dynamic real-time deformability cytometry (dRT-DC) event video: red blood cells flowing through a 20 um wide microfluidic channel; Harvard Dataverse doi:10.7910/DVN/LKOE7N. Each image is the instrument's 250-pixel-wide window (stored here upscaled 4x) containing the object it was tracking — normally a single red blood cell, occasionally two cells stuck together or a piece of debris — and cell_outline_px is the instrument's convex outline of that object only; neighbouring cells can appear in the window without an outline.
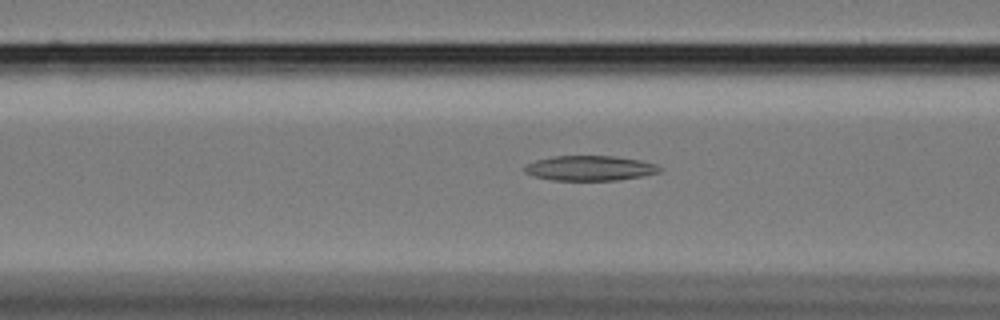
{"species": "Egyptian fruit bat (a non-hibernating species)", "species_latin": "Rousettus aegyptiacus", "temperature_condition": "cold", "stored_images_in_passage": 59, "camera_frame_rate_fps": 3000, "um_per_image_px": 0.085, "animal": {"sex": "female"}, "frame": {"image": 1, "passage_image": 23, "time_ms": 7.333, "image_size_px": [1000, 320], "cell_outline_px": [[664, 168], [660, 172], [644, 176], [616, 180], [552, 180], [532, 176], [524, 172], [524, 168], [528, 164], [536, 160], [552, 156], [612, 156], [640, 160], [656, 164]], "centroid_in_image_um": [50.16, 14.29], "position_along_channel_um": 116.4, "area_um2": 19.71}}
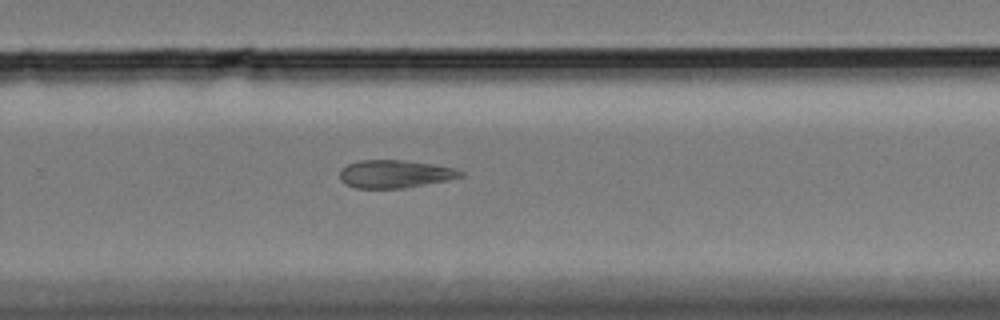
{"frame": {"image": 2, "passage_image": 39, "time_ms": 12.667, "image_size_px": [1000, 320], "cell_outline_px": [[464, 176], [448, 180], [404, 188], [356, 188], [344, 184], [340, 180], [340, 172], [348, 164], [360, 160], [404, 160], [432, 164], [456, 168], [464, 172]], "centroid_in_image_um": [33.59, 14.79], "position_along_channel_um": 296.2, "area_um2": 19.65}}
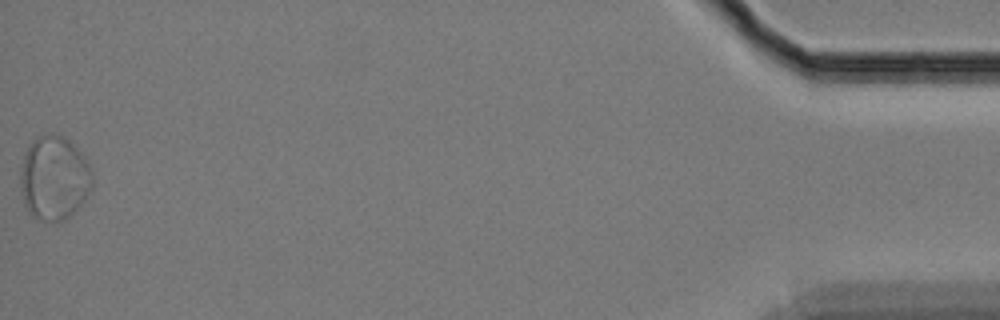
{"frame": {"image": 3, "passage_image": 59, "time_ms": 19.333, "image_size_px": [1000, 320], "cell_outline_px": [[92, 188], [84, 200], [64, 220], [40, 220], [32, 216], [28, 212], [24, 204], [20, 184], [20, 168], [28, 144], [36, 136], [44, 132], [48, 132], [64, 136], [84, 156], [92, 172]], "centroid_in_image_um": [4.57, 15.08], "position_along_channel_um": 430.6, "area_um2": 35.37}, "authors_computed_cell_mechanics": {"area_um2": 23.2356, "velocity_mm_per_s": 3.3741, "shape_relaxation_time_tau1_ms": null, "shape_relaxation_time_tau2_ms": 5.4619, "deformation_change_tau1": null, "deformation_change_tau2": 0.125}}